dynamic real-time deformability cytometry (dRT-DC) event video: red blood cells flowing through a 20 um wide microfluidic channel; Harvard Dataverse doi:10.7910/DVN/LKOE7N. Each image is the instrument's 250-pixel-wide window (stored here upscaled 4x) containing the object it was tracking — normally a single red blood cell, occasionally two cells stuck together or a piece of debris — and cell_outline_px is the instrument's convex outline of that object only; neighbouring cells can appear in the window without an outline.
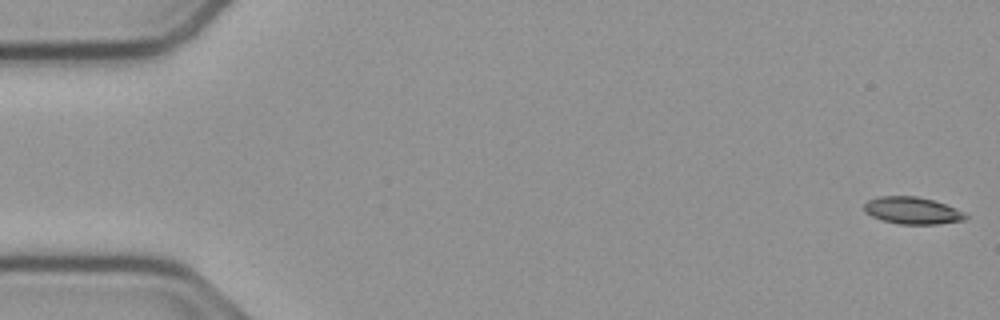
{"species": "common noctule bat (a hibernating species)", "species_latin": "Nyctalus noctula", "temperature_condition": "cold", "stored_images_in_passage": 15, "camera_frame_rate_fps": 3000, "um_per_image_px": 0.085, "animal": {"sex": "male", "body_mass_g": 23.1, "forearm_length_mm": 52.7}, "frame": {"image": 1, "passage_image": 1, "time_ms": 0.0, "image_size_px": [1000, 320], "cell_outline_px": [[968, 216], [964, 220], [936, 224], [900, 224], [884, 220], [872, 216], [864, 212], [864, 204], [868, 200], [880, 196], [916, 196], [932, 200], [956, 208], [964, 212]], "centroid_in_image_um": [77.54, 17.89], "position_along_channel_um": 7.5, "area_um2": 15.84}}